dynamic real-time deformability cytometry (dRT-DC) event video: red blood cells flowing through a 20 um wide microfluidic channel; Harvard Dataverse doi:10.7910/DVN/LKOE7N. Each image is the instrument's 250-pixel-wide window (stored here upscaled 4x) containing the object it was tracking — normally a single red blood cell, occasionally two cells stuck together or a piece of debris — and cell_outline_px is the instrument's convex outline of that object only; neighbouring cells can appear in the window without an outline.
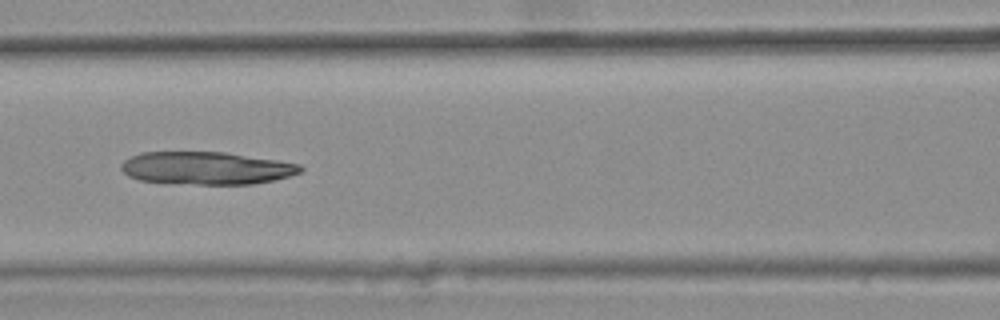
{"species": "common noctule bat (a hibernating species)", "species_latin": "Nyctalus noctula", "temperature_condition": "warm", "stored_images_in_passage": 44, "camera_frame_rate_fps": 3000, "um_per_image_px": 0.085, "animal": {"sex": "female", "body_mass_g": 25.1}, "frame": {"image": 1, "passage_image": 22, "time_ms": 7.0, "image_size_px": [1000, 320], "cell_outline_px": [[304, 168], [300, 172], [288, 176], [272, 180], [252, 184], [196, 184], [140, 180], [128, 176], [120, 168], [120, 164], [124, 160], [140, 152], [224, 152], [276, 160], [300, 164]], "centroid_in_image_um": [17.52, 14.28], "position_along_channel_um": 149.1, "area_um2": 33.87}}
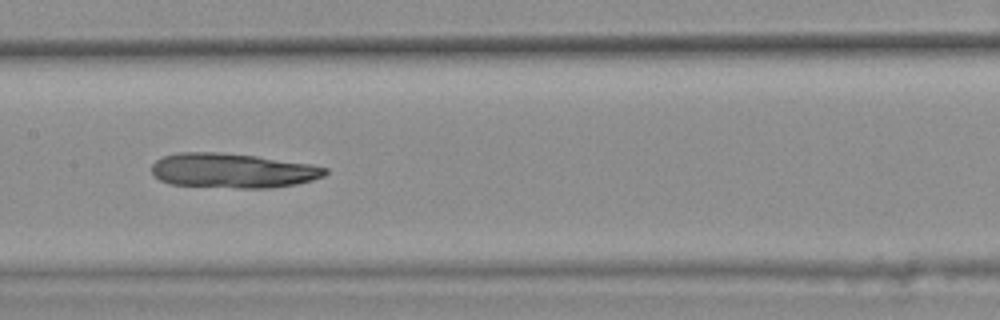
{"frame": {"image": 2, "passage_image": 25, "time_ms": 8.0, "image_size_px": [1000, 320], "cell_outline_px": [[328, 172], [324, 176], [312, 180], [296, 184], [268, 188], [236, 188], [172, 184], [160, 180], [152, 172], [152, 164], [156, 160], [164, 156], [180, 152], [220, 152], [256, 156], [312, 164], [328, 168]], "centroid_in_image_um": [19.8, 14.5], "position_along_channel_um": 187.6, "area_um2": 35.03}}
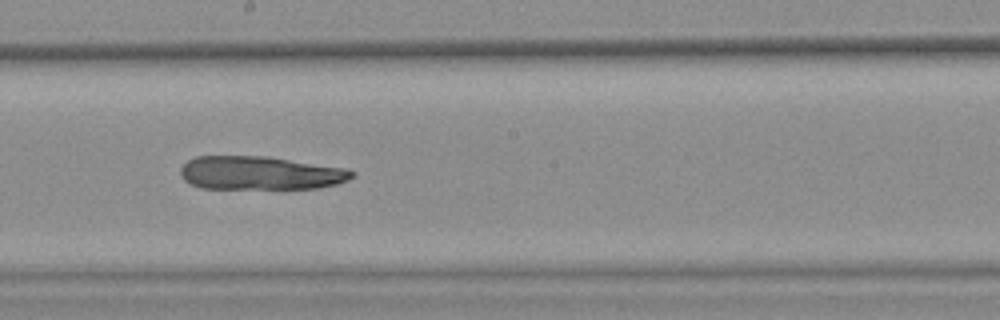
{"frame": {"image": 3, "passage_image": 28, "time_ms": 9.0, "image_size_px": [1000, 320], "cell_outline_px": [[356, 172], [348, 180], [336, 184], [316, 188], [200, 188], [184, 180], [180, 176], [180, 168], [188, 160], [196, 156], [268, 156], [348, 168]], "centroid_in_image_um": [22.12, 14.69], "position_along_channel_um": 226.1, "area_um2": 33.58}}